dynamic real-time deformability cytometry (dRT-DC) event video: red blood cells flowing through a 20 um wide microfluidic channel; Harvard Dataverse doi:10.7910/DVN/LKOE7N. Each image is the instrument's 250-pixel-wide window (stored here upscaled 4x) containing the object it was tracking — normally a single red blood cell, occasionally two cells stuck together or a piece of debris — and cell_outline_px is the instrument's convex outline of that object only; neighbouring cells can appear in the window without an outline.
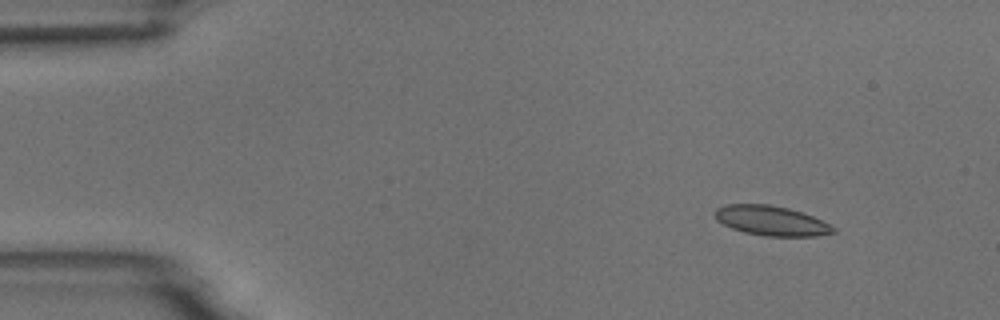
{"species": "common noctule bat (a hibernating species)", "species_latin": "Nyctalus noctula", "temperature_condition": "room temperature", "stored_images_in_passage": 7, "camera_frame_rate_fps": 3000, "um_per_image_px": 0.085, "animal": {"sex": "male", "body_mass_g": 18.8}, "frame": {"image": 1, "passage_image": 2, "time_ms": 1.333, "image_size_px": [1000, 320], "cell_outline_px": [[836, 232], [816, 236], [764, 236], [744, 232], [732, 228], [716, 220], [712, 212], [716, 208], [724, 204], [768, 204], [788, 208], [804, 212], [836, 228]], "centroid_in_image_um": [65.52, 18.75], "position_along_channel_um": 19.5, "area_um2": 20.63}}
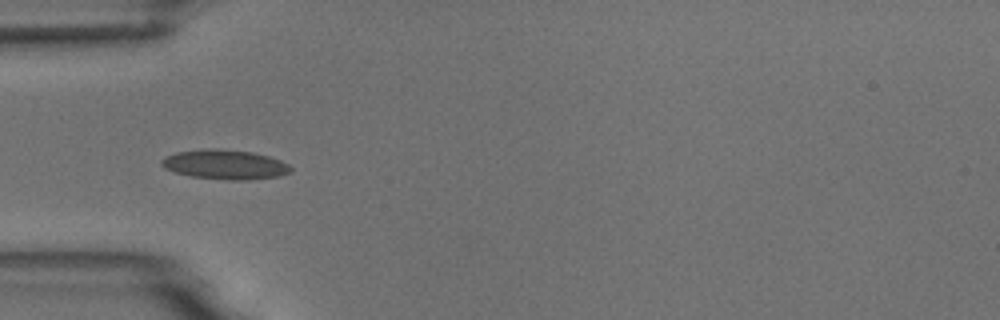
{"frame": {"image": 2, "passage_image": 5, "time_ms": 5.0, "image_size_px": [1000, 320], "cell_outline_px": [[292, 172], [280, 176], [248, 180], [228, 180], [192, 176], [176, 172], [164, 168], [160, 164], [160, 160], [164, 156], [176, 152], [208, 148], [216, 148], [252, 152], [268, 156], [280, 160], [288, 164], [292, 168]], "centroid_in_image_um": [19.12, 13.98], "position_along_channel_um": 65.9, "area_um2": 22.37}}